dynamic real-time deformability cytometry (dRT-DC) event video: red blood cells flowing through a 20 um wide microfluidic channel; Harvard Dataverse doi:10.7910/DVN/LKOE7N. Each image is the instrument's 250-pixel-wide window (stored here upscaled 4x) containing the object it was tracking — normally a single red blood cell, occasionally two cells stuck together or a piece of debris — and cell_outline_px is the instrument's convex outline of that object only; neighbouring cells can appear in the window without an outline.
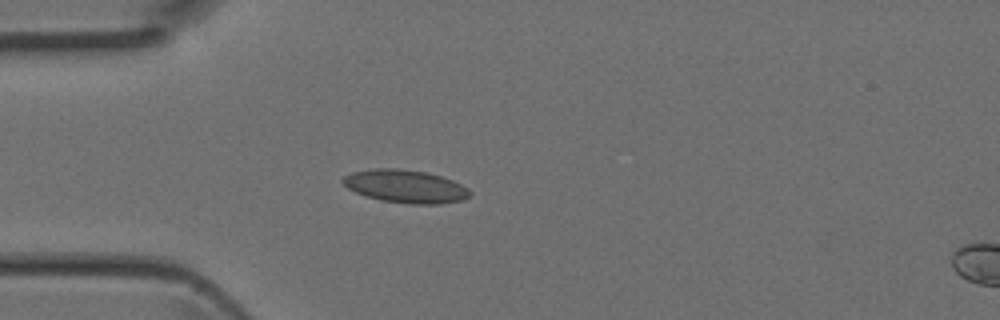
{"species": "Egyptian fruit bat (a non-hibernating species)", "species_latin": "Rousettus aegyptiacus", "temperature_condition": "room temperature", "stored_images_in_passage": 4, "segment_of_instrument_passage": [1, 2], "camera_frame_rate_fps": 3000, "um_per_image_px": 0.085, "animal": {"sex": "female"}, "frame": {"image": 1, "passage_image": 3, "time_ms": 0.667, "image_size_px": [1000, 320], "cell_outline_px": [[472, 196], [464, 200], [440, 204], [408, 204], [380, 200], [364, 196], [348, 188], [340, 180], [344, 176], [352, 172], [372, 168], [396, 168], [424, 172], [440, 176], [452, 180], [468, 188], [472, 192]], "centroid_in_image_um": [34.47, 15.85], "position_along_channel_um": 50.5, "area_um2": 24.62}}